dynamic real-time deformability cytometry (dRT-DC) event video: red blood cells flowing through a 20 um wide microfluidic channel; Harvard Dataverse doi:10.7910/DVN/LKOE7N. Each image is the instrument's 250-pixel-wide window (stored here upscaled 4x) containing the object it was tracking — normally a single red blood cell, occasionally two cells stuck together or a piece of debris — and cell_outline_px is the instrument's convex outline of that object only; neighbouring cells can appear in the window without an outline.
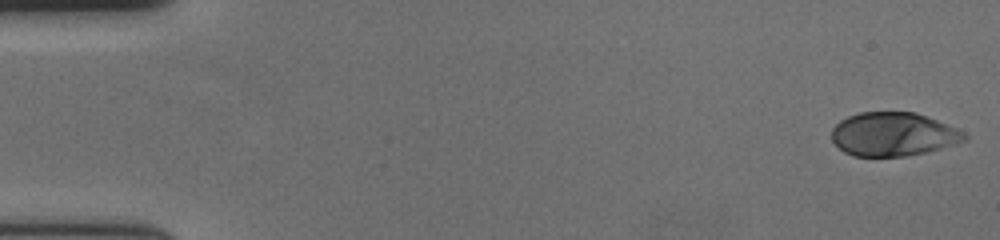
{"species": "human", "species_latin": "Homo sapiens", "temperature_condition": "cold", "stored_images_in_passage": 57, "camera_frame_rate_fps": 3000, "um_per_image_px": 0.085, "donor": {"sex": "female"}, "frame": {"image": 1, "passage_image": 1, "time_ms": 0.0, "image_size_px": [1000, 240], "cell_outline_px": [[968, 140], [956, 144], [924, 152], [904, 156], [852, 156], [844, 152], [832, 140], [832, 128], [840, 120], [848, 116], [860, 112], [916, 112], [956, 128], [964, 132], [968, 136]], "centroid_in_image_um": [75.92, 11.41], "position_along_channel_um": 9.1, "area_um2": 33.7}}
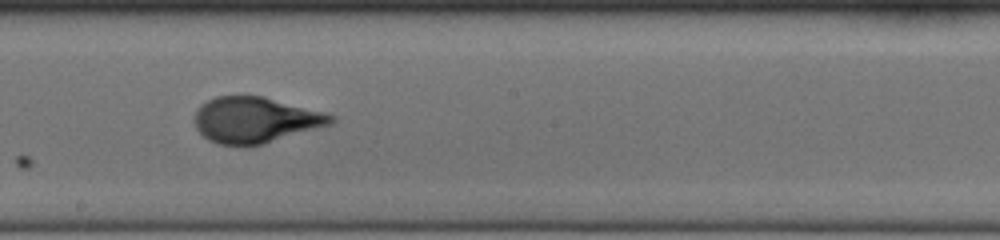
{"frame": {"image": 2, "passage_image": 32, "time_ms": 10.333, "image_size_px": [1000, 240], "cell_outline_px": [[336, 120], [332, 124], [264, 144], [248, 148], [244, 148], [216, 144], [208, 140], [196, 128], [196, 108], [200, 104], [216, 96], [264, 96], [324, 112], [336, 116]], "centroid_in_image_um": [21.7, 10.22], "position_along_channel_um": 226.5, "area_um2": 36.99}}
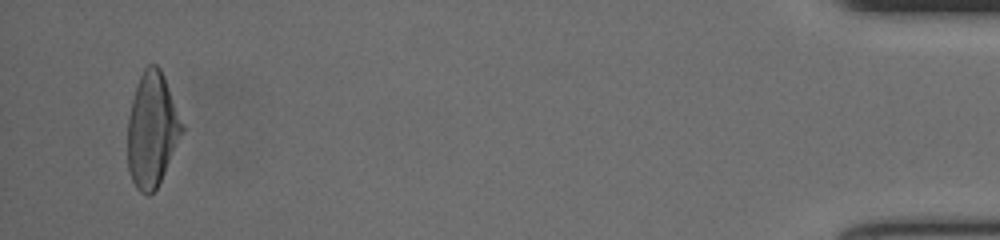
{"frame": {"image": 3, "passage_image": 55, "time_ms": 18.0, "image_size_px": [1000, 240], "cell_outline_px": [[184, 132], [156, 188], [148, 196], [140, 192], [136, 188], [132, 180], [128, 168], [128, 116], [132, 100], [140, 76], [144, 68], [148, 64], [156, 64], [160, 68], [164, 76], [184, 128]], "centroid_in_image_um": [12.91, 11.04], "position_along_channel_um": 422.3, "area_um2": 35.89}, "authors_computed_cell_mechanics": {"area_um2": 35.8938, "velocity_mm_per_s": 3.636, "shape_relaxation_time_tau1_ms": 4.4143, "shape_relaxation_time_tau2_ms": null, "deformation_change_tau1": 0.1919, "deformation_change_tau2": null}}